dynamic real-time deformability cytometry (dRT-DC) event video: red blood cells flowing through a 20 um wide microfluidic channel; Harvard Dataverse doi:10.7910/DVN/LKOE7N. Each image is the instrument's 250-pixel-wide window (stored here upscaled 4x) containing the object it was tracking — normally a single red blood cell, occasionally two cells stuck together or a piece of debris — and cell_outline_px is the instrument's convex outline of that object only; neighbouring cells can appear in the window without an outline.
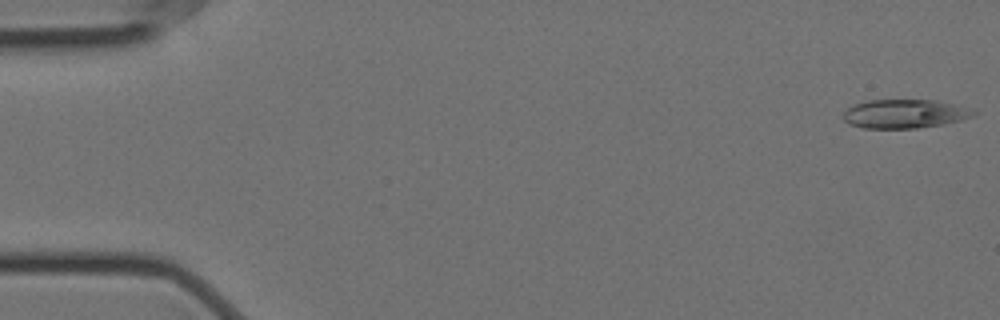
{"species": "Egyptian fruit bat (a non-hibernating species)", "species_latin": "Rousettus aegyptiacus", "temperature_condition": "cold", "stored_images_in_passage": 55, "camera_frame_rate_fps": 3000, "um_per_image_px": 0.085, "animal": {"sex": "female"}, "frame": {"image": 1, "passage_image": 1, "time_ms": 0.0, "image_size_px": [1000, 320], "cell_outline_px": [[976, 112], [972, 116], [960, 120], [944, 124], [916, 128], [864, 128], [848, 124], [844, 120], [844, 112], [852, 104], [868, 100], [932, 100], [976, 108]], "centroid_in_image_um": [76.91, 9.67], "position_along_channel_um": 8.1, "area_um2": 21.96}}
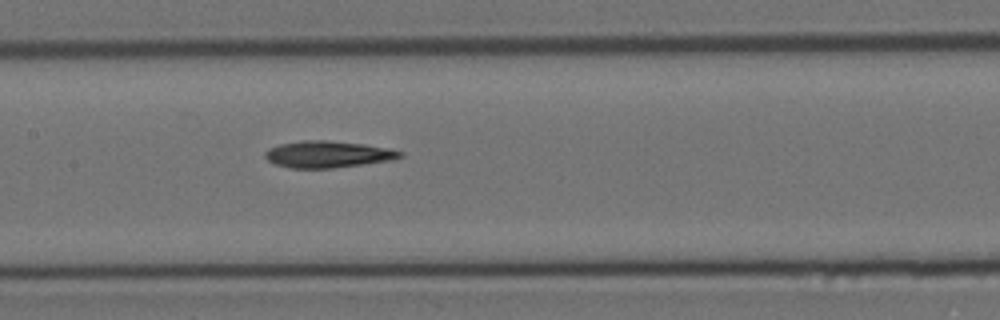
{"frame": {"image": 2, "passage_image": 27, "time_ms": 8.667, "image_size_px": [1000, 320], "cell_outline_px": [[404, 156], [396, 160], [332, 168], [288, 168], [276, 164], [268, 160], [264, 156], [264, 152], [268, 148], [280, 144], [300, 140], [324, 140], [364, 144], [392, 148], [404, 152]], "centroid_in_image_um": [27.92, 13.11], "position_along_channel_um": 179.5, "area_um2": 21.33}}
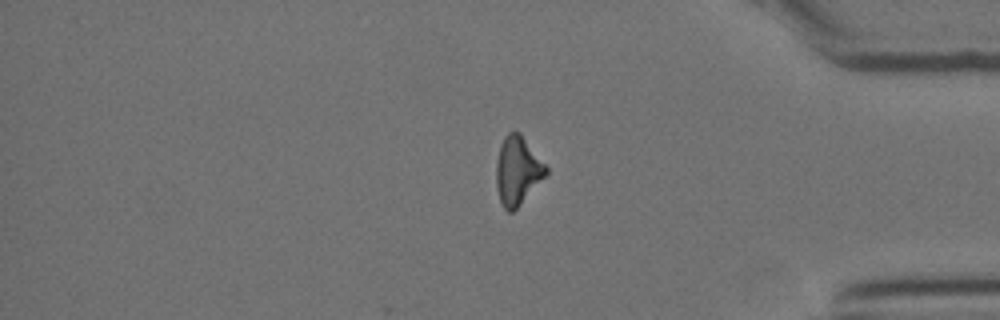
{"frame": {"image": 3, "passage_image": 47, "time_ms": 15.333, "image_size_px": [1000, 320], "cell_outline_px": [[548, 172], [516, 208], [512, 212], [508, 212], [504, 208], [500, 200], [496, 188], [496, 160], [500, 144], [504, 136], [508, 132], [520, 132], [548, 168]], "centroid_in_image_um": [43.96, 14.47], "position_along_channel_um": 391.2, "area_um2": 19.59}}